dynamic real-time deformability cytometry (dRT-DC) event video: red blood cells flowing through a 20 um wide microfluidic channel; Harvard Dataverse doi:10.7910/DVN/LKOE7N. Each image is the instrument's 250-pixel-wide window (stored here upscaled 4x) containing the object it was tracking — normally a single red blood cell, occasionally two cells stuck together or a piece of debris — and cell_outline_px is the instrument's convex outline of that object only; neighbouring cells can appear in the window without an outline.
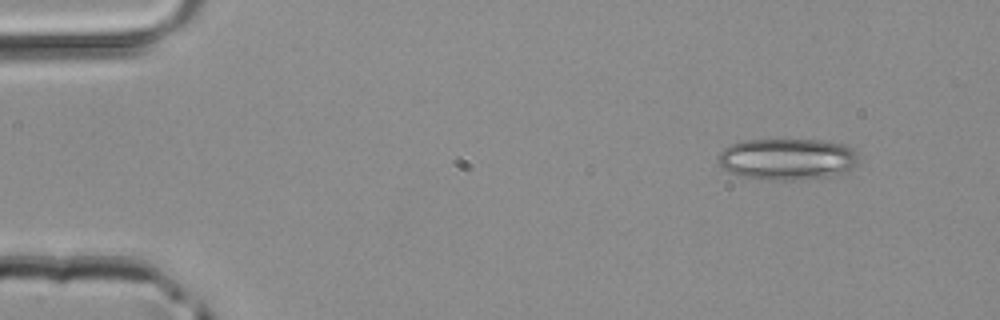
{"species": "common noctule bat (a hibernating species)", "species_latin": "Nyctalus noctula", "temperature_condition": "room temperature", "stored_images_in_passage": 43, "camera_frame_rate_fps": 3000, "um_per_image_px": 0.085, "animal": {"sex": "male", "body_mass_g": 20.4}, "frame": {"image": 1, "passage_image": 1, "time_ms": 0.0, "image_size_px": [1000, 320], "cell_outline_px": [[856, 164], [844, 176], [804, 180], [772, 180], [744, 176], [728, 172], [716, 160], [720, 152], [724, 148], [732, 144], [744, 140], [824, 140], [848, 144], [856, 152]], "centroid_in_image_um": [66.99, 13.54], "position_along_channel_um": 18.0, "area_um2": 34.62}}
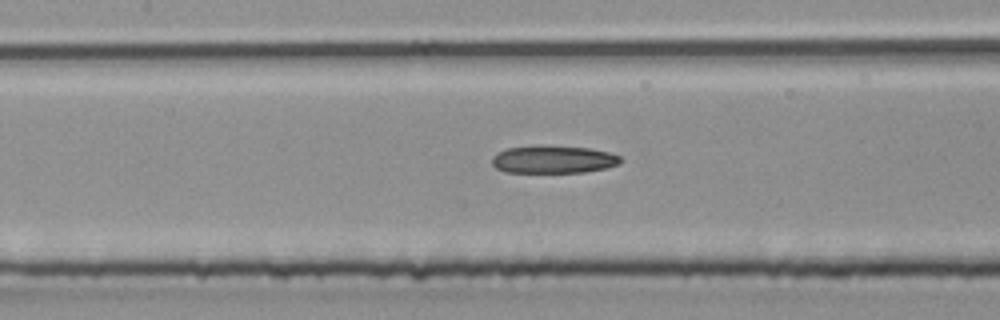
{"frame": {"image": 2, "passage_image": 18, "time_ms": 5.667, "image_size_px": [1000, 320], "cell_outline_px": [[620, 164], [608, 168], [584, 172], [504, 172], [496, 168], [492, 164], [492, 156], [496, 152], [508, 148], [536, 144], [540, 144], [588, 148], [608, 152], [620, 156]], "centroid_in_image_um": [47.0, 13.53], "position_along_channel_um": 160.4, "area_um2": 21.1}}
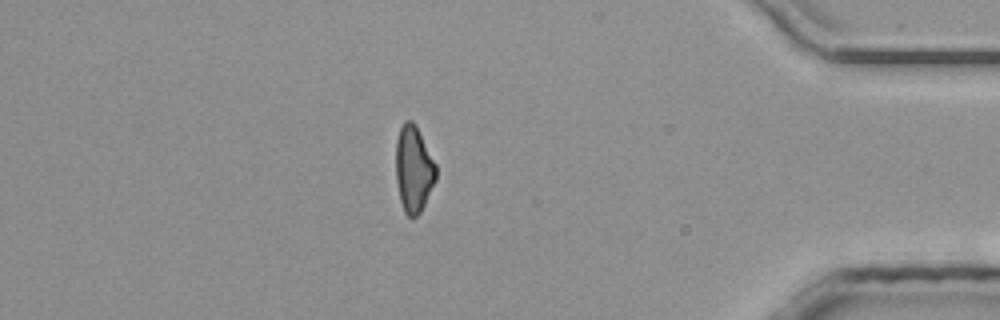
{"frame": {"image": 3, "passage_image": 37, "time_ms": 12.0, "image_size_px": [1000, 320], "cell_outline_px": [[436, 180], [420, 212], [416, 216], [408, 216], [404, 212], [400, 200], [396, 180], [396, 140], [400, 128], [404, 120], [412, 120], [416, 124], [436, 164]], "centroid_in_image_um": [35.15, 14.34], "position_along_channel_um": 400.0, "area_um2": 20.23}}